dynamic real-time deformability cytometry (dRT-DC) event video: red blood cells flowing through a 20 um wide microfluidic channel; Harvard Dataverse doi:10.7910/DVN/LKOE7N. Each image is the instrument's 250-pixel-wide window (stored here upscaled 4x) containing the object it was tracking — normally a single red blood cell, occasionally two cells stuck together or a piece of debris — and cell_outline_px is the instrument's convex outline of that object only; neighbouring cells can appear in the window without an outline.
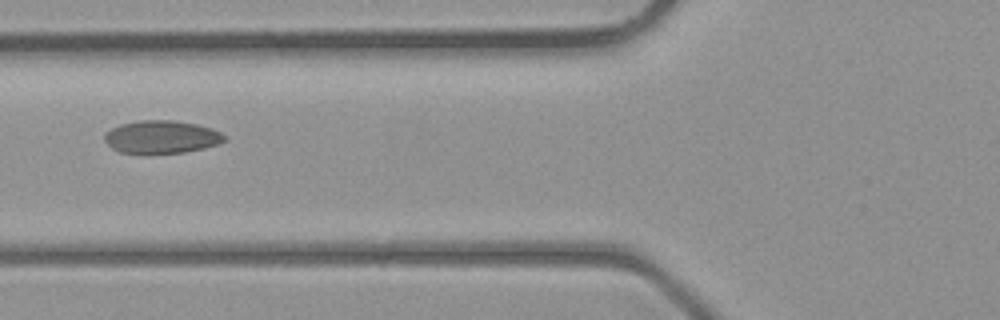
{"species": "common noctule bat (a hibernating species)", "species_latin": "Nyctalus noctula", "temperature_condition": "room temperature", "stored_images_in_passage": 2, "camera_frame_rate_fps": 3000, "um_per_image_px": 0.085, "animal": {"sex": "male", "body_mass_g": 23.1, "forearm_length_mm": 52.7}, "frame": {"image": 1, "passage_image": 2, "time_ms": 1.0, "image_size_px": [1000, 320], "cell_outline_px": [[228, 140], [216, 144], [184, 152], [120, 152], [112, 148], [104, 140], [104, 132], [120, 124], [140, 120], [172, 120], [196, 124], [212, 128], [220, 132]], "centroid_in_image_um": [13.71, 11.61], "position_along_channel_um": 112.1, "area_um2": 22.54}}